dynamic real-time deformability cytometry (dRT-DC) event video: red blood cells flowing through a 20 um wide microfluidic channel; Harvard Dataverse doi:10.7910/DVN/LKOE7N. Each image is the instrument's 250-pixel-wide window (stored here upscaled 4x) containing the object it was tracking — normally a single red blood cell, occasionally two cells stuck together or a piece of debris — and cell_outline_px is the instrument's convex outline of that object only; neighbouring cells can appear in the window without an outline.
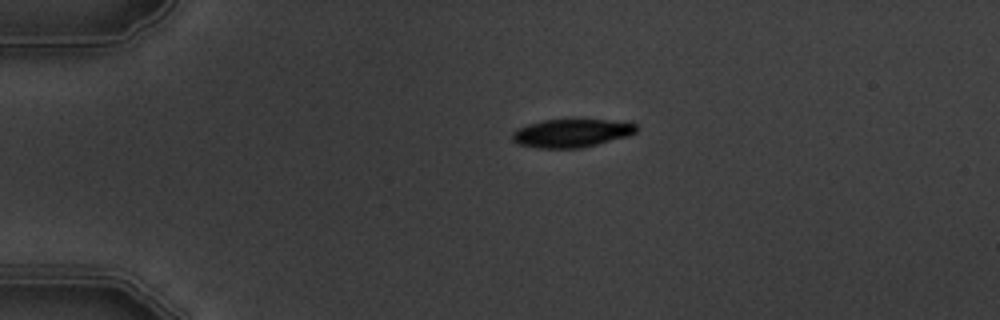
{"species": "common noctule bat (a hibernating species)", "species_latin": "Nyctalus noctula", "temperature_condition": "warm", "stored_images_in_passage": 4, "camera_frame_rate_fps": 3000, "um_per_image_px": 0.085, "animal": {"sex": "male", "body_mass_g": 19.5, "forearm_length_mm": 54.6}, "frame": {"image": 1, "passage_image": 1, "time_ms": 0.0, "image_size_px": [1000, 320], "cell_outline_px": [[640, 128], [636, 132], [628, 136], [580, 148], [536, 148], [516, 144], [512, 140], [512, 132], [516, 128], [540, 120], [572, 116], [608, 120], [636, 124]], "centroid_in_image_um": [48.54, 11.26], "position_along_channel_um": 36.5, "area_um2": 21.44}}
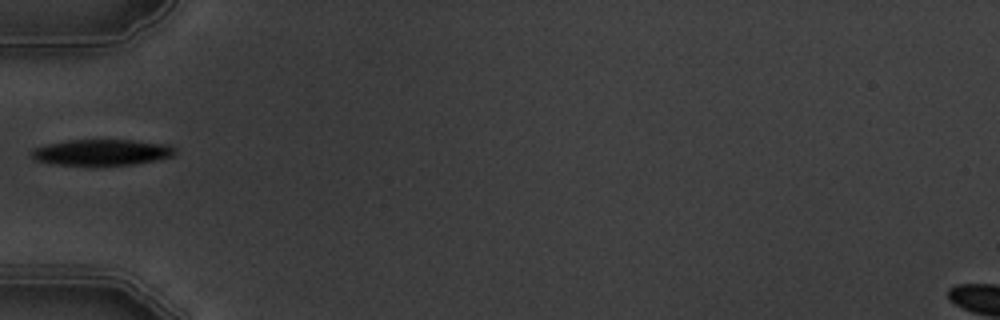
{"frame": {"image": 2, "passage_image": 3, "time_ms": 2.333, "image_size_px": [1000, 320], "cell_outline_px": [[176, 152], [172, 156], [132, 164], [88, 168], [52, 164], [36, 160], [28, 152], [32, 148], [44, 144], [68, 140], [132, 140], [168, 144], [176, 148]], "centroid_in_image_um": [8.54, 12.98], "position_along_channel_um": 76.5, "area_um2": 22.66}}